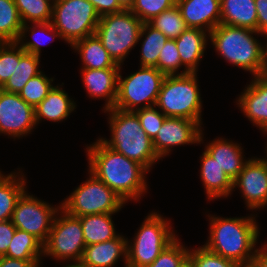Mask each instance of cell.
I'll use <instances>...</instances> for the list:
<instances>
[{
	"label": "cell",
	"instance_id": "obj_11",
	"mask_svg": "<svg viewBox=\"0 0 267 267\" xmlns=\"http://www.w3.org/2000/svg\"><path fill=\"white\" fill-rule=\"evenodd\" d=\"M81 221L60 209L53 220L51 231L43 244V258L60 263L80 262L85 249Z\"/></svg>",
	"mask_w": 267,
	"mask_h": 267
},
{
	"label": "cell",
	"instance_id": "obj_5",
	"mask_svg": "<svg viewBox=\"0 0 267 267\" xmlns=\"http://www.w3.org/2000/svg\"><path fill=\"white\" fill-rule=\"evenodd\" d=\"M197 74L166 75L155 105L166 117L190 119L202 126L203 101Z\"/></svg>",
	"mask_w": 267,
	"mask_h": 267
},
{
	"label": "cell",
	"instance_id": "obj_2",
	"mask_svg": "<svg viewBox=\"0 0 267 267\" xmlns=\"http://www.w3.org/2000/svg\"><path fill=\"white\" fill-rule=\"evenodd\" d=\"M257 214L230 218L208 214L209 236L203 246L238 265L251 264L260 236Z\"/></svg>",
	"mask_w": 267,
	"mask_h": 267
},
{
	"label": "cell",
	"instance_id": "obj_14",
	"mask_svg": "<svg viewBox=\"0 0 267 267\" xmlns=\"http://www.w3.org/2000/svg\"><path fill=\"white\" fill-rule=\"evenodd\" d=\"M239 188L247 210L267 208V158L251 157L233 180V191ZM260 209V210H259ZM254 210V211H253Z\"/></svg>",
	"mask_w": 267,
	"mask_h": 267
},
{
	"label": "cell",
	"instance_id": "obj_52",
	"mask_svg": "<svg viewBox=\"0 0 267 267\" xmlns=\"http://www.w3.org/2000/svg\"><path fill=\"white\" fill-rule=\"evenodd\" d=\"M265 135H267V132L265 133ZM265 152H266V158H267V143H266V146H265Z\"/></svg>",
	"mask_w": 267,
	"mask_h": 267
},
{
	"label": "cell",
	"instance_id": "obj_53",
	"mask_svg": "<svg viewBox=\"0 0 267 267\" xmlns=\"http://www.w3.org/2000/svg\"><path fill=\"white\" fill-rule=\"evenodd\" d=\"M5 174L3 173V171L0 170V179L4 176Z\"/></svg>",
	"mask_w": 267,
	"mask_h": 267
},
{
	"label": "cell",
	"instance_id": "obj_45",
	"mask_svg": "<svg viewBox=\"0 0 267 267\" xmlns=\"http://www.w3.org/2000/svg\"><path fill=\"white\" fill-rule=\"evenodd\" d=\"M42 260H19L0 256V267H42Z\"/></svg>",
	"mask_w": 267,
	"mask_h": 267
},
{
	"label": "cell",
	"instance_id": "obj_50",
	"mask_svg": "<svg viewBox=\"0 0 267 267\" xmlns=\"http://www.w3.org/2000/svg\"><path fill=\"white\" fill-rule=\"evenodd\" d=\"M182 267H194L190 261L186 262Z\"/></svg>",
	"mask_w": 267,
	"mask_h": 267
},
{
	"label": "cell",
	"instance_id": "obj_38",
	"mask_svg": "<svg viewBox=\"0 0 267 267\" xmlns=\"http://www.w3.org/2000/svg\"><path fill=\"white\" fill-rule=\"evenodd\" d=\"M156 68L165 75H183V71H180L183 67L174 39H168L164 44Z\"/></svg>",
	"mask_w": 267,
	"mask_h": 267
},
{
	"label": "cell",
	"instance_id": "obj_43",
	"mask_svg": "<svg viewBox=\"0 0 267 267\" xmlns=\"http://www.w3.org/2000/svg\"><path fill=\"white\" fill-rule=\"evenodd\" d=\"M95 7L100 17L118 13L124 10L118 0H89Z\"/></svg>",
	"mask_w": 267,
	"mask_h": 267
},
{
	"label": "cell",
	"instance_id": "obj_23",
	"mask_svg": "<svg viewBox=\"0 0 267 267\" xmlns=\"http://www.w3.org/2000/svg\"><path fill=\"white\" fill-rule=\"evenodd\" d=\"M200 179L208 201L227 198L233 193V181L217 162L204 150L200 156Z\"/></svg>",
	"mask_w": 267,
	"mask_h": 267
},
{
	"label": "cell",
	"instance_id": "obj_15",
	"mask_svg": "<svg viewBox=\"0 0 267 267\" xmlns=\"http://www.w3.org/2000/svg\"><path fill=\"white\" fill-rule=\"evenodd\" d=\"M203 131V127L196 121L166 117L161 129L153 139L156 154L162 159L169 156L174 147L204 143Z\"/></svg>",
	"mask_w": 267,
	"mask_h": 267
},
{
	"label": "cell",
	"instance_id": "obj_21",
	"mask_svg": "<svg viewBox=\"0 0 267 267\" xmlns=\"http://www.w3.org/2000/svg\"><path fill=\"white\" fill-rule=\"evenodd\" d=\"M174 40L184 68L183 75L197 73L209 44V33L199 28H187Z\"/></svg>",
	"mask_w": 267,
	"mask_h": 267
},
{
	"label": "cell",
	"instance_id": "obj_30",
	"mask_svg": "<svg viewBox=\"0 0 267 267\" xmlns=\"http://www.w3.org/2000/svg\"><path fill=\"white\" fill-rule=\"evenodd\" d=\"M5 256L19 260H43V244L28 232L16 229Z\"/></svg>",
	"mask_w": 267,
	"mask_h": 267
},
{
	"label": "cell",
	"instance_id": "obj_16",
	"mask_svg": "<svg viewBox=\"0 0 267 267\" xmlns=\"http://www.w3.org/2000/svg\"><path fill=\"white\" fill-rule=\"evenodd\" d=\"M236 99L244 116L260 131L267 132V74L252 76Z\"/></svg>",
	"mask_w": 267,
	"mask_h": 267
},
{
	"label": "cell",
	"instance_id": "obj_13",
	"mask_svg": "<svg viewBox=\"0 0 267 267\" xmlns=\"http://www.w3.org/2000/svg\"><path fill=\"white\" fill-rule=\"evenodd\" d=\"M35 110L19 94L0 89V135L20 139L36 129Z\"/></svg>",
	"mask_w": 267,
	"mask_h": 267
},
{
	"label": "cell",
	"instance_id": "obj_1",
	"mask_svg": "<svg viewBox=\"0 0 267 267\" xmlns=\"http://www.w3.org/2000/svg\"><path fill=\"white\" fill-rule=\"evenodd\" d=\"M85 147L88 170L125 203L140 201L147 193L146 175L149 172L142 165L109 148L99 137Z\"/></svg>",
	"mask_w": 267,
	"mask_h": 267
},
{
	"label": "cell",
	"instance_id": "obj_6",
	"mask_svg": "<svg viewBox=\"0 0 267 267\" xmlns=\"http://www.w3.org/2000/svg\"><path fill=\"white\" fill-rule=\"evenodd\" d=\"M158 212H150L137 229L133 240L127 239V267L150 265L178 237L171 220Z\"/></svg>",
	"mask_w": 267,
	"mask_h": 267
},
{
	"label": "cell",
	"instance_id": "obj_51",
	"mask_svg": "<svg viewBox=\"0 0 267 267\" xmlns=\"http://www.w3.org/2000/svg\"><path fill=\"white\" fill-rule=\"evenodd\" d=\"M239 267H254L252 264L239 265Z\"/></svg>",
	"mask_w": 267,
	"mask_h": 267
},
{
	"label": "cell",
	"instance_id": "obj_18",
	"mask_svg": "<svg viewBox=\"0 0 267 267\" xmlns=\"http://www.w3.org/2000/svg\"><path fill=\"white\" fill-rule=\"evenodd\" d=\"M176 5L188 28L210 33L220 24V0H177Z\"/></svg>",
	"mask_w": 267,
	"mask_h": 267
},
{
	"label": "cell",
	"instance_id": "obj_10",
	"mask_svg": "<svg viewBox=\"0 0 267 267\" xmlns=\"http://www.w3.org/2000/svg\"><path fill=\"white\" fill-rule=\"evenodd\" d=\"M122 67L118 75V94L114 108L136 111L155 106L166 75L155 67H142L138 71L122 76Z\"/></svg>",
	"mask_w": 267,
	"mask_h": 267
},
{
	"label": "cell",
	"instance_id": "obj_32",
	"mask_svg": "<svg viewBox=\"0 0 267 267\" xmlns=\"http://www.w3.org/2000/svg\"><path fill=\"white\" fill-rule=\"evenodd\" d=\"M23 22L14 0H0V43L16 42Z\"/></svg>",
	"mask_w": 267,
	"mask_h": 267
},
{
	"label": "cell",
	"instance_id": "obj_17",
	"mask_svg": "<svg viewBox=\"0 0 267 267\" xmlns=\"http://www.w3.org/2000/svg\"><path fill=\"white\" fill-rule=\"evenodd\" d=\"M120 68L88 69L81 68V78L88 97L105 100L102 109L114 108L118 94Z\"/></svg>",
	"mask_w": 267,
	"mask_h": 267
},
{
	"label": "cell",
	"instance_id": "obj_34",
	"mask_svg": "<svg viewBox=\"0 0 267 267\" xmlns=\"http://www.w3.org/2000/svg\"><path fill=\"white\" fill-rule=\"evenodd\" d=\"M151 27L162 32L169 39H176L188 27L177 5L164 10L147 22Z\"/></svg>",
	"mask_w": 267,
	"mask_h": 267
},
{
	"label": "cell",
	"instance_id": "obj_12",
	"mask_svg": "<svg viewBox=\"0 0 267 267\" xmlns=\"http://www.w3.org/2000/svg\"><path fill=\"white\" fill-rule=\"evenodd\" d=\"M60 209L61 203L51 206L26 190L16 203L11 221L16 229L28 232L44 244Z\"/></svg>",
	"mask_w": 267,
	"mask_h": 267
},
{
	"label": "cell",
	"instance_id": "obj_24",
	"mask_svg": "<svg viewBox=\"0 0 267 267\" xmlns=\"http://www.w3.org/2000/svg\"><path fill=\"white\" fill-rule=\"evenodd\" d=\"M70 48L79 54L82 62L81 68H120L95 34L76 41Z\"/></svg>",
	"mask_w": 267,
	"mask_h": 267
},
{
	"label": "cell",
	"instance_id": "obj_47",
	"mask_svg": "<svg viewBox=\"0 0 267 267\" xmlns=\"http://www.w3.org/2000/svg\"><path fill=\"white\" fill-rule=\"evenodd\" d=\"M135 0H118V2L120 3V5L124 8V9H130L131 6L134 4Z\"/></svg>",
	"mask_w": 267,
	"mask_h": 267
},
{
	"label": "cell",
	"instance_id": "obj_31",
	"mask_svg": "<svg viewBox=\"0 0 267 267\" xmlns=\"http://www.w3.org/2000/svg\"><path fill=\"white\" fill-rule=\"evenodd\" d=\"M40 59V56L26 52L19 62H16L14 73L1 89L8 93L19 94L27 82L41 72Z\"/></svg>",
	"mask_w": 267,
	"mask_h": 267
},
{
	"label": "cell",
	"instance_id": "obj_29",
	"mask_svg": "<svg viewBox=\"0 0 267 267\" xmlns=\"http://www.w3.org/2000/svg\"><path fill=\"white\" fill-rule=\"evenodd\" d=\"M143 38V39H142ZM169 38L159 30L154 29L148 23H143L139 42L140 46V66L155 67L158 64L160 51Z\"/></svg>",
	"mask_w": 267,
	"mask_h": 267
},
{
	"label": "cell",
	"instance_id": "obj_25",
	"mask_svg": "<svg viewBox=\"0 0 267 267\" xmlns=\"http://www.w3.org/2000/svg\"><path fill=\"white\" fill-rule=\"evenodd\" d=\"M220 23L257 31V11L254 0H220Z\"/></svg>",
	"mask_w": 267,
	"mask_h": 267
},
{
	"label": "cell",
	"instance_id": "obj_40",
	"mask_svg": "<svg viewBox=\"0 0 267 267\" xmlns=\"http://www.w3.org/2000/svg\"><path fill=\"white\" fill-rule=\"evenodd\" d=\"M189 261L194 267H239L237 263L207 250L203 245L189 250Z\"/></svg>",
	"mask_w": 267,
	"mask_h": 267
},
{
	"label": "cell",
	"instance_id": "obj_4",
	"mask_svg": "<svg viewBox=\"0 0 267 267\" xmlns=\"http://www.w3.org/2000/svg\"><path fill=\"white\" fill-rule=\"evenodd\" d=\"M108 115L110 139H99L109 148L142 165L148 172L162 160L153 146V140L142 129L137 114L116 108L102 110Z\"/></svg>",
	"mask_w": 267,
	"mask_h": 267
},
{
	"label": "cell",
	"instance_id": "obj_28",
	"mask_svg": "<svg viewBox=\"0 0 267 267\" xmlns=\"http://www.w3.org/2000/svg\"><path fill=\"white\" fill-rule=\"evenodd\" d=\"M27 37H30L31 40ZM56 38L57 40H61L59 32L53 27L51 21L45 23H29L22 25L21 32L16 43L25 52L41 57V47L43 44H48L49 41L52 42ZM47 40L49 41L47 42Z\"/></svg>",
	"mask_w": 267,
	"mask_h": 267
},
{
	"label": "cell",
	"instance_id": "obj_9",
	"mask_svg": "<svg viewBox=\"0 0 267 267\" xmlns=\"http://www.w3.org/2000/svg\"><path fill=\"white\" fill-rule=\"evenodd\" d=\"M100 16L89 0H54L53 27L70 47L85 37L94 35Z\"/></svg>",
	"mask_w": 267,
	"mask_h": 267
},
{
	"label": "cell",
	"instance_id": "obj_27",
	"mask_svg": "<svg viewBox=\"0 0 267 267\" xmlns=\"http://www.w3.org/2000/svg\"><path fill=\"white\" fill-rule=\"evenodd\" d=\"M116 213L92 214L78 217L84 235L85 245L97 244L116 238L120 233L116 232L113 215Z\"/></svg>",
	"mask_w": 267,
	"mask_h": 267
},
{
	"label": "cell",
	"instance_id": "obj_49",
	"mask_svg": "<svg viewBox=\"0 0 267 267\" xmlns=\"http://www.w3.org/2000/svg\"><path fill=\"white\" fill-rule=\"evenodd\" d=\"M267 39V35L265 36ZM265 74H267V40H266V69H265Z\"/></svg>",
	"mask_w": 267,
	"mask_h": 267
},
{
	"label": "cell",
	"instance_id": "obj_41",
	"mask_svg": "<svg viewBox=\"0 0 267 267\" xmlns=\"http://www.w3.org/2000/svg\"><path fill=\"white\" fill-rule=\"evenodd\" d=\"M134 112L137 114L142 129L153 140L161 129L166 116L156 106L145 107Z\"/></svg>",
	"mask_w": 267,
	"mask_h": 267
},
{
	"label": "cell",
	"instance_id": "obj_36",
	"mask_svg": "<svg viewBox=\"0 0 267 267\" xmlns=\"http://www.w3.org/2000/svg\"><path fill=\"white\" fill-rule=\"evenodd\" d=\"M178 237L170 243L160 255L146 267H182L189 261V248Z\"/></svg>",
	"mask_w": 267,
	"mask_h": 267
},
{
	"label": "cell",
	"instance_id": "obj_19",
	"mask_svg": "<svg viewBox=\"0 0 267 267\" xmlns=\"http://www.w3.org/2000/svg\"><path fill=\"white\" fill-rule=\"evenodd\" d=\"M127 239L119 234L109 241L85 246L80 263L84 267H114L123 258L127 267Z\"/></svg>",
	"mask_w": 267,
	"mask_h": 267
},
{
	"label": "cell",
	"instance_id": "obj_3",
	"mask_svg": "<svg viewBox=\"0 0 267 267\" xmlns=\"http://www.w3.org/2000/svg\"><path fill=\"white\" fill-rule=\"evenodd\" d=\"M259 35L265 37L256 30L220 23L209 33V42L227 63L257 76L266 69V43L258 40Z\"/></svg>",
	"mask_w": 267,
	"mask_h": 267
},
{
	"label": "cell",
	"instance_id": "obj_42",
	"mask_svg": "<svg viewBox=\"0 0 267 267\" xmlns=\"http://www.w3.org/2000/svg\"><path fill=\"white\" fill-rule=\"evenodd\" d=\"M16 227L11 219L0 222V256H5Z\"/></svg>",
	"mask_w": 267,
	"mask_h": 267
},
{
	"label": "cell",
	"instance_id": "obj_35",
	"mask_svg": "<svg viewBox=\"0 0 267 267\" xmlns=\"http://www.w3.org/2000/svg\"><path fill=\"white\" fill-rule=\"evenodd\" d=\"M54 80V77L49 78L43 71H41L27 82L20 91L19 96L35 109L53 88Z\"/></svg>",
	"mask_w": 267,
	"mask_h": 267
},
{
	"label": "cell",
	"instance_id": "obj_22",
	"mask_svg": "<svg viewBox=\"0 0 267 267\" xmlns=\"http://www.w3.org/2000/svg\"><path fill=\"white\" fill-rule=\"evenodd\" d=\"M61 85H54L49 91L47 96L35 107V122L36 126L42 120H49L51 122H63L69 115L75 111L76 102L70 98L68 93L62 88Z\"/></svg>",
	"mask_w": 267,
	"mask_h": 267
},
{
	"label": "cell",
	"instance_id": "obj_7",
	"mask_svg": "<svg viewBox=\"0 0 267 267\" xmlns=\"http://www.w3.org/2000/svg\"><path fill=\"white\" fill-rule=\"evenodd\" d=\"M143 22L129 9L100 17L95 35L120 66L139 41Z\"/></svg>",
	"mask_w": 267,
	"mask_h": 267
},
{
	"label": "cell",
	"instance_id": "obj_20",
	"mask_svg": "<svg viewBox=\"0 0 267 267\" xmlns=\"http://www.w3.org/2000/svg\"><path fill=\"white\" fill-rule=\"evenodd\" d=\"M204 150L217 162L233 181L250 158L245 159L244 148L233 140L217 137L209 141Z\"/></svg>",
	"mask_w": 267,
	"mask_h": 267
},
{
	"label": "cell",
	"instance_id": "obj_46",
	"mask_svg": "<svg viewBox=\"0 0 267 267\" xmlns=\"http://www.w3.org/2000/svg\"><path fill=\"white\" fill-rule=\"evenodd\" d=\"M251 264L254 267H267V242L258 247Z\"/></svg>",
	"mask_w": 267,
	"mask_h": 267
},
{
	"label": "cell",
	"instance_id": "obj_37",
	"mask_svg": "<svg viewBox=\"0 0 267 267\" xmlns=\"http://www.w3.org/2000/svg\"><path fill=\"white\" fill-rule=\"evenodd\" d=\"M25 53L16 42L0 43V89L12 76L16 62H19Z\"/></svg>",
	"mask_w": 267,
	"mask_h": 267
},
{
	"label": "cell",
	"instance_id": "obj_48",
	"mask_svg": "<svg viewBox=\"0 0 267 267\" xmlns=\"http://www.w3.org/2000/svg\"><path fill=\"white\" fill-rule=\"evenodd\" d=\"M63 267H84L80 262H69V264H64Z\"/></svg>",
	"mask_w": 267,
	"mask_h": 267
},
{
	"label": "cell",
	"instance_id": "obj_8",
	"mask_svg": "<svg viewBox=\"0 0 267 267\" xmlns=\"http://www.w3.org/2000/svg\"><path fill=\"white\" fill-rule=\"evenodd\" d=\"M86 181L78 185L61 203V209L68 215L118 213L125 206V201L98 179L88 169Z\"/></svg>",
	"mask_w": 267,
	"mask_h": 267
},
{
	"label": "cell",
	"instance_id": "obj_39",
	"mask_svg": "<svg viewBox=\"0 0 267 267\" xmlns=\"http://www.w3.org/2000/svg\"><path fill=\"white\" fill-rule=\"evenodd\" d=\"M176 3L177 0H135L129 10L133 12L143 23H147L164 10L176 5Z\"/></svg>",
	"mask_w": 267,
	"mask_h": 267
},
{
	"label": "cell",
	"instance_id": "obj_33",
	"mask_svg": "<svg viewBox=\"0 0 267 267\" xmlns=\"http://www.w3.org/2000/svg\"><path fill=\"white\" fill-rule=\"evenodd\" d=\"M23 24L52 20L54 0H14Z\"/></svg>",
	"mask_w": 267,
	"mask_h": 267
},
{
	"label": "cell",
	"instance_id": "obj_26",
	"mask_svg": "<svg viewBox=\"0 0 267 267\" xmlns=\"http://www.w3.org/2000/svg\"><path fill=\"white\" fill-rule=\"evenodd\" d=\"M17 169L0 179V222L12 218L18 199L27 190V178L20 168Z\"/></svg>",
	"mask_w": 267,
	"mask_h": 267
},
{
	"label": "cell",
	"instance_id": "obj_44",
	"mask_svg": "<svg viewBox=\"0 0 267 267\" xmlns=\"http://www.w3.org/2000/svg\"><path fill=\"white\" fill-rule=\"evenodd\" d=\"M257 11V31L267 35V0H254Z\"/></svg>",
	"mask_w": 267,
	"mask_h": 267
}]
</instances>
